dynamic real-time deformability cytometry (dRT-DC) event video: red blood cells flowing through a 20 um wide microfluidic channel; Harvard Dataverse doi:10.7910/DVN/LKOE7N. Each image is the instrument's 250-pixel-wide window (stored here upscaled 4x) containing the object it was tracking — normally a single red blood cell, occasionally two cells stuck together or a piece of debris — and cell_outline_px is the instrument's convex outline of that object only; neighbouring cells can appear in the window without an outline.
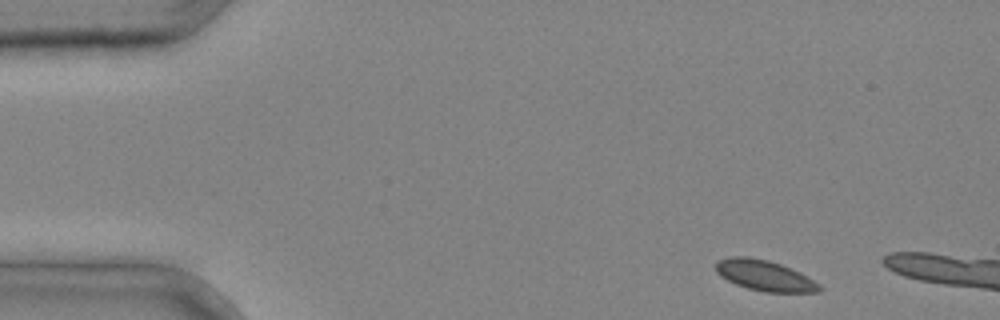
{"species": "common noctule bat (a hibernating species)", "species_latin": "Nyctalus noctula", "temperature_condition": "cold", "stored_images_in_passage": 2, "camera_frame_rate_fps": 3000, "um_per_image_px": 0.085, "animal": {"sex": "male", "body_mass_g": 20.4}, "frame": {"image": 1, "passage_image": 1, "time_ms": 0.0, "image_size_px": [1000, 320], "cell_outline_px": [[824, 288], [820, 292], [764, 292], [748, 288], [736, 284], [720, 276], [716, 272], [716, 260], [728, 256], [748, 256], [768, 260], [780, 264], [800, 272], [820, 284]], "centroid_in_image_um": [64.99, 23.41], "position_along_channel_um": 20.0, "area_um2": 18.61}}